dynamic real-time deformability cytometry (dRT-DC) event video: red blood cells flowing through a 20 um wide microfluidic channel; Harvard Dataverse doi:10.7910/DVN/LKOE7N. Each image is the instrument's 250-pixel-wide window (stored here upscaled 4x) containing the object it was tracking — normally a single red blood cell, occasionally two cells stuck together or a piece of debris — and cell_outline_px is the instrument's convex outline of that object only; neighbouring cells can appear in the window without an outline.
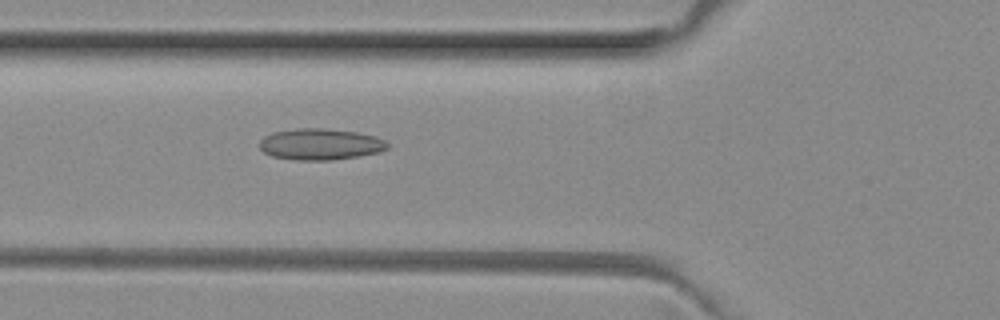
{"species": "common noctule bat (a hibernating species)", "species_latin": "Nyctalus noctula", "temperature_condition": "room temperature", "stored_images_in_passage": 3, "camera_frame_rate_fps": 3000, "um_per_image_px": 0.085, "animal": {"sex": "female", "body_mass_g": 29.2, "forearm_length_mm": 56.3}, "frame": {"image": 1, "passage_image": 3, "time_ms": 0.667, "image_size_px": [1000, 320], "cell_outline_px": [[388, 148], [380, 152], [332, 160], [296, 160], [272, 156], [264, 152], [260, 148], [260, 140], [264, 136], [272, 132], [296, 128], [324, 128], [356, 132], [376, 136], [384, 140], [388, 144]], "centroid_in_image_um": [27.21, 12.25], "position_along_channel_um": 98.6, "area_um2": 23.35}}